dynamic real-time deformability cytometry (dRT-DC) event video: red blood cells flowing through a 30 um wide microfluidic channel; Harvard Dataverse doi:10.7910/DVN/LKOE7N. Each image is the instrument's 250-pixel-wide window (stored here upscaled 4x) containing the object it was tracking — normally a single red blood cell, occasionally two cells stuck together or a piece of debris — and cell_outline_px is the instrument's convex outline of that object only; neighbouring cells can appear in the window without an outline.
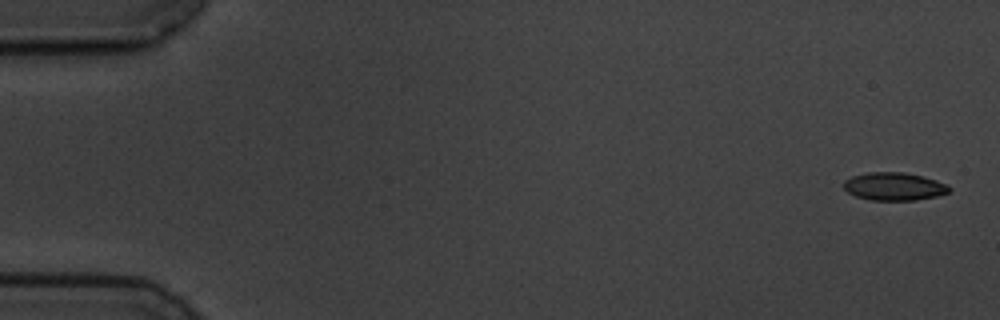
{"species": "common noctule bat (a hibernating species)", "species_latin": "Nyctalus noctula", "temperature_condition": "cold", "stored_images_in_passage": 5, "segment_of_instrument_passage": [2, 2], "camera_frame_rate_fps": 3000, "um_per_image_px": 0.085, "animal": {"sex": "male", "body_mass_g": 19.5, "forearm_length_mm": 54.6}, "frame": {"image": 1, "passage_image": 5, "time_ms": 5.0, "image_size_px": [1000, 320], "cell_outline_px": [[952, 188], [948, 192], [936, 196], [916, 200], [872, 200], [856, 196], [848, 192], [844, 188], [844, 180], [852, 176], [868, 172], [904, 172], [936, 180], [948, 184]], "centroid_in_image_um": [76.0, 15.84], "position_along_channel_um": 9.0, "area_um2": 17.11}}